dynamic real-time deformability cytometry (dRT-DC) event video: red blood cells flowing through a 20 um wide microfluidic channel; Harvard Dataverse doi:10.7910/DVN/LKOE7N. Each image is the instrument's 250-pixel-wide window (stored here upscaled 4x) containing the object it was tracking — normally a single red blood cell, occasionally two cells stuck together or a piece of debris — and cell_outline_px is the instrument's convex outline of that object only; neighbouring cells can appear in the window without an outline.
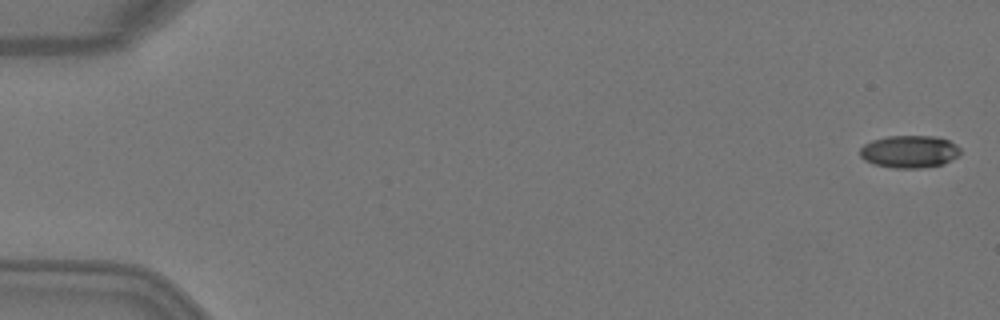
{"species": "Egyptian fruit bat (a non-hibernating species)", "species_latin": "Rousettus aegyptiacus", "temperature_condition": "warm", "stored_images_in_passage": 4, "camera_frame_rate_fps": 3000, "um_per_image_px": 0.085, "animal": {"sex": "female"}, "frame": {"image": 1, "passage_image": 1, "time_ms": 0.0, "image_size_px": [1000, 320], "cell_outline_px": [[960, 152], [952, 160], [944, 164], [920, 168], [896, 168], [872, 164], [864, 160], [860, 156], [860, 148], [864, 144], [872, 140], [888, 136], [936, 136], [948, 140], [956, 144], [960, 148]], "centroid_in_image_um": [77.29, 12.88], "position_along_channel_um": 7.7, "area_um2": 19.07}}
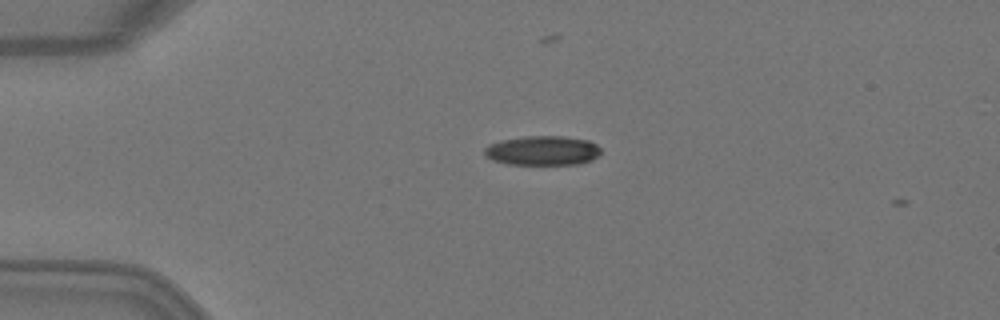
{"frame": {"image": 2, "passage_image": 3, "time_ms": 0.667, "image_size_px": [1000, 320], "cell_outline_px": [[600, 152], [592, 160], [580, 164], [508, 164], [492, 160], [484, 156], [484, 148], [488, 144], [500, 140], [524, 136], [564, 136], [588, 140], [596, 144], [600, 148]], "centroid_in_image_um": [46.08, 12.79], "position_along_channel_um": 38.9, "area_um2": 20.11}}